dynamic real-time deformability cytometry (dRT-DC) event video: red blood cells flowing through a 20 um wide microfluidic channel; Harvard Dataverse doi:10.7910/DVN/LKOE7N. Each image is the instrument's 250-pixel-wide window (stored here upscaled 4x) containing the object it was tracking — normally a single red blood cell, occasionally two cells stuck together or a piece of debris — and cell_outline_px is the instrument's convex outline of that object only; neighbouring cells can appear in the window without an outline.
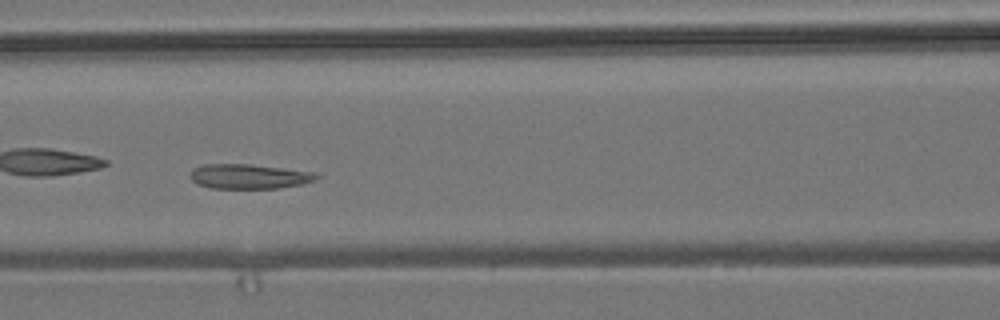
{"species": "common noctule bat (a hibernating species)", "species_latin": "Nyctalus noctula", "temperature_condition": "room temperature", "stored_images_in_passage": 57, "camera_frame_rate_fps": 3000, "um_per_image_px": 0.085, "animal": {"sex": "male", "body_mass_g": 19.2, "forearm_length_mm": 51.8}, "frame": {"image": 1, "passage_image": 25, "time_ms": 8.0, "image_size_px": [1000, 320], "cell_outline_px": [[324, 176], [316, 180], [300, 184], [276, 188], [212, 188], [196, 184], [192, 180], [192, 168], [204, 164], [248, 164], [316, 172]], "centroid_in_image_um": [21.21, 14.99], "position_along_channel_um": 145.4, "area_um2": 18.15}}